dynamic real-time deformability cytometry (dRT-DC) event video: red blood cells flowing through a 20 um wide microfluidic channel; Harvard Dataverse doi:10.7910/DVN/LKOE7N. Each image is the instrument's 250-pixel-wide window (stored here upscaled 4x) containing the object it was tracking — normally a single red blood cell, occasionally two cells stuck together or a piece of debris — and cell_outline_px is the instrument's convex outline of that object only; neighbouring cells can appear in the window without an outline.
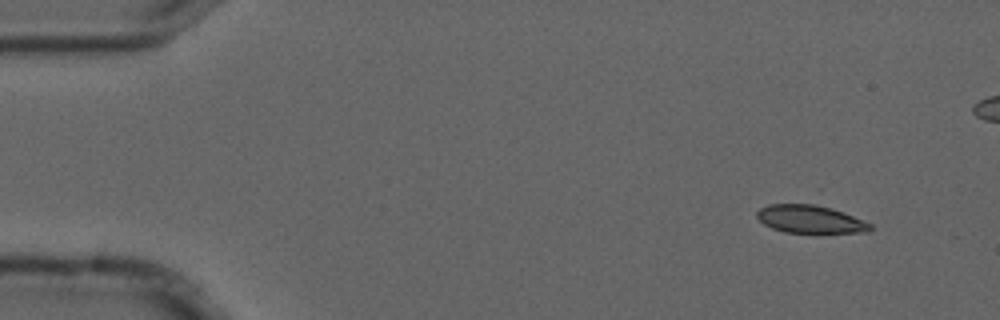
{"species": "common noctule bat (a hibernating species)", "species_latin": "Nyctalus noctula", "temperature_condition": "cold", "stored_images_in_passage": 5, "camera_frame_rate_fps": 3000, "um_per_image_px": 0.085, "animal": {"sex": "male", "forearm_length_mm": 52.5}, "frame": {"image": 1, "passage_image": 1, "time_ms": 0.0, "image_size_px": [1000, 320], "cell_outline_px": [[872, 228], [868, 232], [784, 232], [772, 228], [764, 224], [756, 216], [756, 212], [760, 208], [768, 204], [812, 204], [832, 208], [844, 212], [864, 220], [872, 224]], "centroid_in_image_um": [68.86, 18.62], "position_along_channel_um": 16.1, "area_um2": 18.32}}